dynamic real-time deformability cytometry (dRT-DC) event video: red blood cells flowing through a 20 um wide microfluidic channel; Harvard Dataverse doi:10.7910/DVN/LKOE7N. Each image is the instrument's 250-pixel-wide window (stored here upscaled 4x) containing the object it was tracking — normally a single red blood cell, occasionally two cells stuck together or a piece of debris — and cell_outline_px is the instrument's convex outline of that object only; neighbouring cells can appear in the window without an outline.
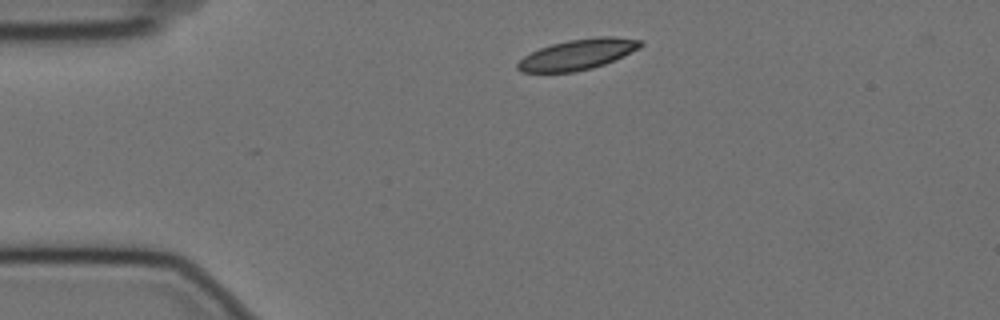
{"species": "Egyptian fruit bat (a non-hibernating species)", "species_latin": "Rousettus aegyptiacus", "temperature_condition": "cold", "stored_images_in_passage": 33, "camera_frame_rate_fps": 3000, "um_per_image_px": 0.085, "animal": {"sex": "female"}, "frame": {"image": 1, "passage_image": 1, "time_ms": 0.0, "image_size_px": [1000, 320], "cell_outline_px": [[644, 44], [640, 48], [624, 56], [604, 64], [592, 68], [576, 72], [520, 72], [516, 68], [516, 64], [524, 56], [540, 48], [552, 44], [568, 40], [596, 36], [616, 36], [644, 40]], "centroid_in_image_um": [49.15, 4.61], "position_along_channel_um": 35.9, "area_um2": 22.08}}
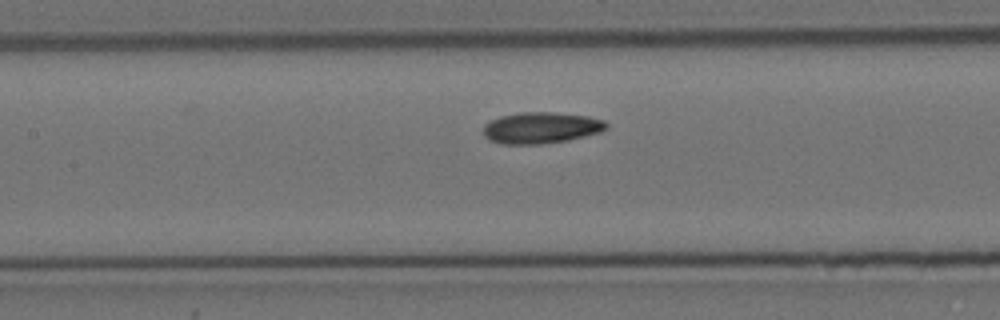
{"frame": {"image": 2, "passage_image": 15, "time_ms": 4.667, "image_size_px": [1000, 320], "cell_outline_px": [[608, 128], [600, 132], [568, 140], [540, 144], [504, 144], [488, 140], [484, 136], [484, 124], [500, 116], [520, 112], [552, 112], [588, 116], [604, 120], [608, 124]], "centroid_in_image_um": [45.99, 10.86], "position_along_channel_um": 161.4, "area_um2": 22.48}}
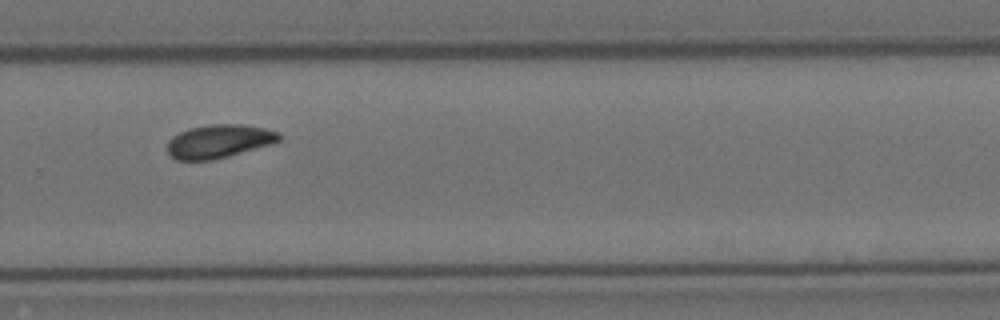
{"frame": {"image": 3, "passage_image": 28, "time_ms": 9.0, "image_size_px": [1000, 320], "cell_outline_px": [[280, 140], [272, 144], [228, 156], [212, 160], [176, 160], [168, 152], [168, 140], [172, 136], [188, 128], [208, 124], [240, 124], [264, 128], [280, 132]], "centroid_in_image_um": [18.61, 12.0], "position_along_channel_um": 311.2, "area_um2": 21.79}}